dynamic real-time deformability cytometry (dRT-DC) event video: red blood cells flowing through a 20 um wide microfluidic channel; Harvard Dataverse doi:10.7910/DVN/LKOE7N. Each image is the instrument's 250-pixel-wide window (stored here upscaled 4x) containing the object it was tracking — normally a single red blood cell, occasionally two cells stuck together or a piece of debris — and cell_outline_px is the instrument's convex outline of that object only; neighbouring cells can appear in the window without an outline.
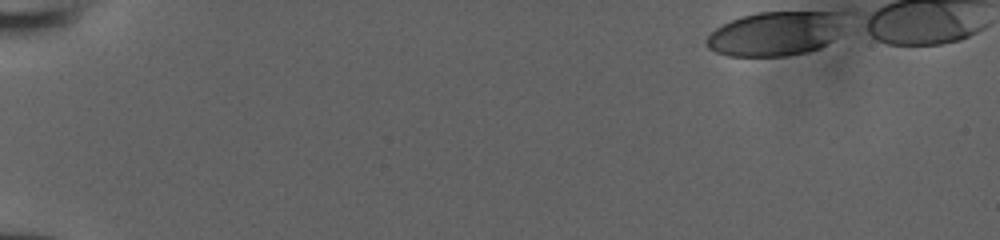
{"species": "human", "species_latin": "Homo sapiens", "temperature_condition": "room temperature", "stored_images_in_passage": 41, "camera_frame_rate_fps": 3000, "um_per_image_px": 0.085, "donor": {"sex": "male"}, "frame": {"image": 1, "passage_image": 1, "time_ms": 0.0, "image_size_px": [1000, 240], "cell_outline_px": [[852, 12], [832, 40], [820, 48], [804, 52], [784, 56], [728, 56], [716, 52], [708, 48], [704, 44], [704, 40], [716, 28], [732, 20], [756, 12]], "centroid_in_image_um": [65.95, 2.84], "position_along_channel_um": 19.1, "area_um2": 35.89}}
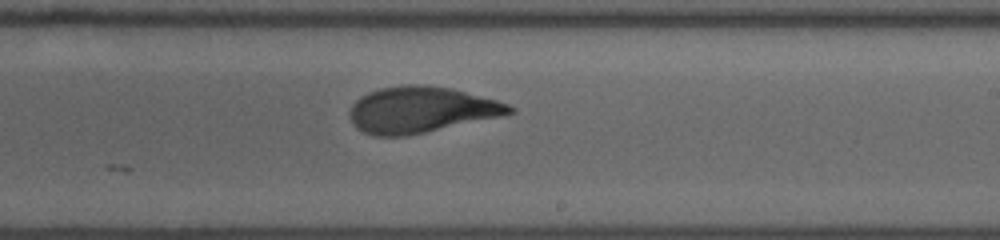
{"frame": {"image": 2, "passage_image": 29, "time_ms": 9.333, "image_size_px": [1000, 240], "cell_outline_px": [[516, 112], [500, 116], [408, 136], [376, 136], [364, 132], [356, 128], [348, 112], [352, 104], [360, 96], [368, 92], [380, 88], [400, 84], [424, 84], [452, 88], [496, 100], [508, 104], [516, 108]], "centroid_in_image_um": [35.76, 9.32], "position_along_channel_um": 253.2, "area_um2": 43.06}}
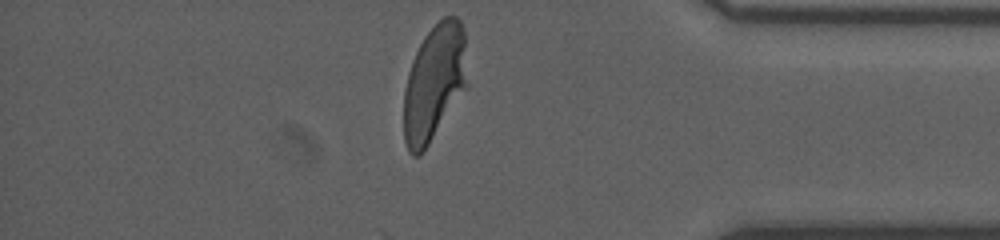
{"frame": {"image": 3, "passage_image": 41, "time_ms": 13.333, "image_size_px": [1000, 240], "cell_outline_px": [[468, 88], [420, 156], [412, 156], [408, 152], [404, 140], [404, 88], [408, 72], [412, 60], [424, 36], [444, 16], [456, 16], [460, 20], [464, 32], [468, 84]], "centroid_in_image_um": [36.92, 7.06], "position_along_channel_um": 398.3, "area_um2": 43.52}}